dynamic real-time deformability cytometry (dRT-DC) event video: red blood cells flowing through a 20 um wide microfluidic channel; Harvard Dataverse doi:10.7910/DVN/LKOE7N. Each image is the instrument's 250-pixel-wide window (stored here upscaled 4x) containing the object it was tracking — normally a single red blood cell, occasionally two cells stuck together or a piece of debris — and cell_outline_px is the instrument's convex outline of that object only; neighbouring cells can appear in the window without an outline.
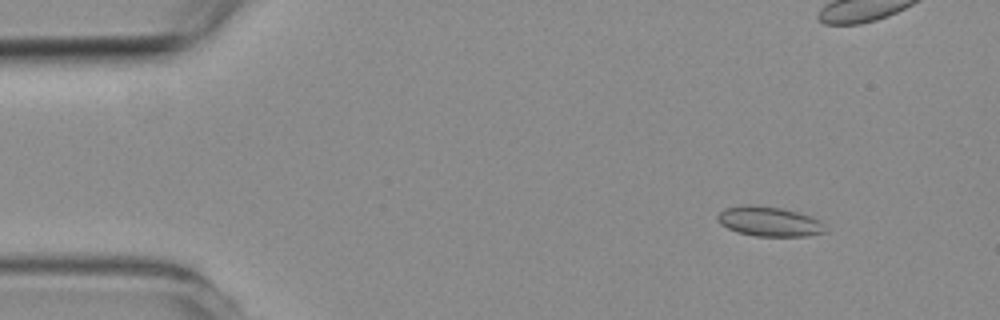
{"species": "common noctule bat (a hibernating species)", "species_latin": "Nyctalus noctula", "temperature_condition": "room temperature", "stored_images_in_passage": 7, "camera_frame_rate_fps": 3000, "um_per_image_px": 0.085, "animal": {"sex": "female", "body_mass_g": 19.3, "forearm_length_mm": 54.1}, "frame": {"image": 1, "passage_image": 1, "time_ms": 0.0, "image_size_px": [1000, 320], "cell_outline_px": [[828, 232], [808, 236], [756, 236], [736, 232], [720, 224], [716, 220], [716, 216], [724, 208], [744, 204], [756, 204], [780, 208], [812, 216], [820, 220], [824, 224]], "centroid_in_image_um": [65.38, 18.82], "position_along_channel_um": 19.6, "area_um2": 19.02}}
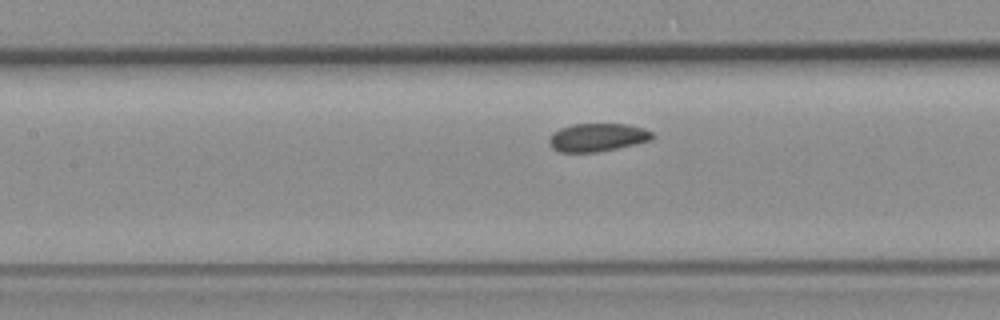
{"frame": {"image": 2, "passage_image": 7, "time_ms": 7.0, "image_size_px": [1000, 320], "cell_outline_px": [[652, 140], [616, 148], [596, 152], [560, 152], [552, 148], [548, 140], [552, 132], [560, 128], [572, 124], [624, 124], [644, 128], [652, 132]], "centroid_in_image_um": [50.74, 11.67], "position_along_channel_um": 156.7, "area_um2": 16.82}}